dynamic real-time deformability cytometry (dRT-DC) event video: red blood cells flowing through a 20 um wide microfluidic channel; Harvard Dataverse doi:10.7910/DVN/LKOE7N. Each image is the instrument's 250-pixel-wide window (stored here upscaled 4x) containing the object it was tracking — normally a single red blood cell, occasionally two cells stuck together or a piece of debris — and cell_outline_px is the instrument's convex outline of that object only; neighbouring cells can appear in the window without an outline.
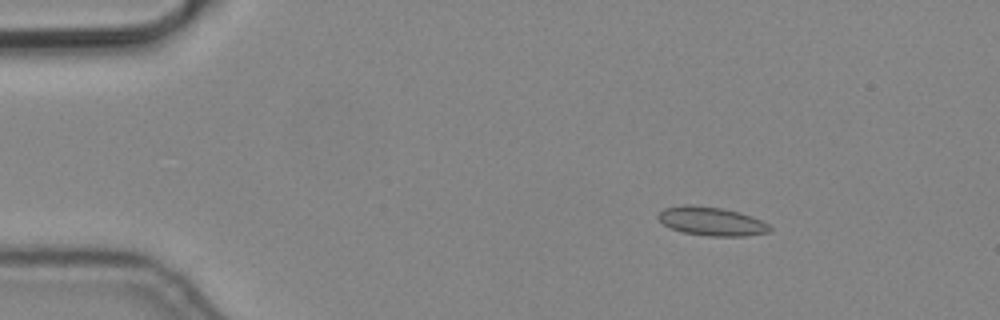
{"species": "common noctule bat (a hibernating species)", "species_latin": "Nyctalus noctula", "temperature_condition": "cold", "stored_images_in_passage": 5, "camera_frame_rate_fps": 3000, "um_per_image_px": 0.085, "animal": {"sex": "male", "body_mass_g": 19.2, "forearm_length_mm": 51.8}, "frame": {"image": 1, "passage_image": 3, "time_ms": 0.667, "image_size_px": [1000, 320], "cell_outline_px": [[772, 232], [748, 236], [708, 236], [684, 232], [672, 228], [664, 224], [656, 216], [664, 208], [684, 204], [692, 204], [720, 208], [740, 212], [752, 216], [768, 224], [772, 228]], "centroid_in_image_um": [60.51, 18.81], "position_along_channel_um": 24.5, "area_um2": 18.73}}
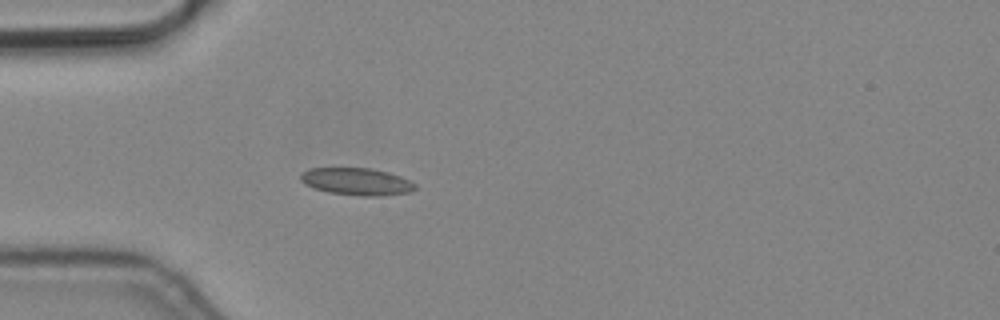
{"frame": {"image": 2, "passage_image": 5, "time_ms": 1.333, "image_size_px": [1000, 320], "cell_outline_px": [[416, 188], [412, 192], [380, 196], [360, 196], [328, 192], [316, 188], [300, 180], [300, 176], [308, 168], [372, 168], [388, 172], [400, 176], [416, 184]], "centroid_in_image_um": [30.37, 15.43], "position_along_channel_um": 54.6, "area_um2": 18.09}}